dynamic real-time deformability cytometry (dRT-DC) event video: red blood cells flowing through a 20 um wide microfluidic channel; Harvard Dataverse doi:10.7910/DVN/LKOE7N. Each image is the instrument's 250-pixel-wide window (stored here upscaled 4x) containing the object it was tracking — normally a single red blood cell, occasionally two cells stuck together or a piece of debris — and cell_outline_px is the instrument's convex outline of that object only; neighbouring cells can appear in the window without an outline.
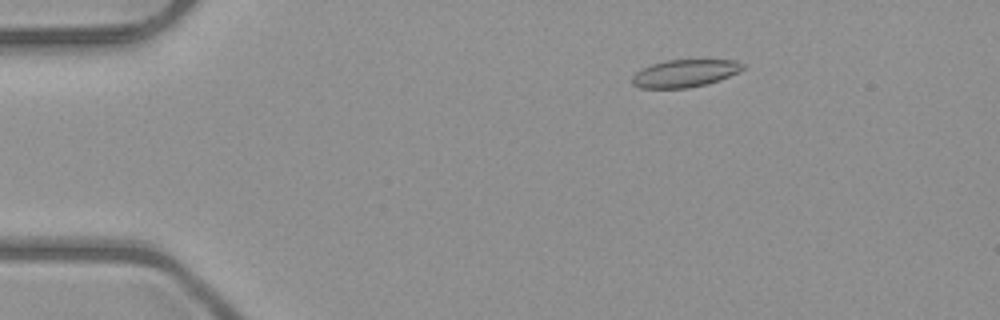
{"species": "common noctule bat (a hibernating species)", "species_latin": "Nyctalus noctula", "temperature_condition": "room temperature", "stored_images_in_passage": 52, "camera_frame_rate_fps": 3000, "um_per_image_px": 0.085, "animal": {"sex": "male", "body_mass_g": 23.1, "forearm_length_mm": 52.7}, "frame": {"image": 1, "passage_image": 9, "time_ms": 2.667, "image_size_px": [1000, 320], "cell_outline_px": [[744, 68], [740, 72], [720, 80], [688, 88], [640, 88], [632, 84], [632, 76], [636, 72], [652, 64], [668, 60], [736, 60], [744, 64]], "centroid_in_image_um": [58.23, 6.23], "position_along_channel_um": 26.8, "area_um2": 17.69}}
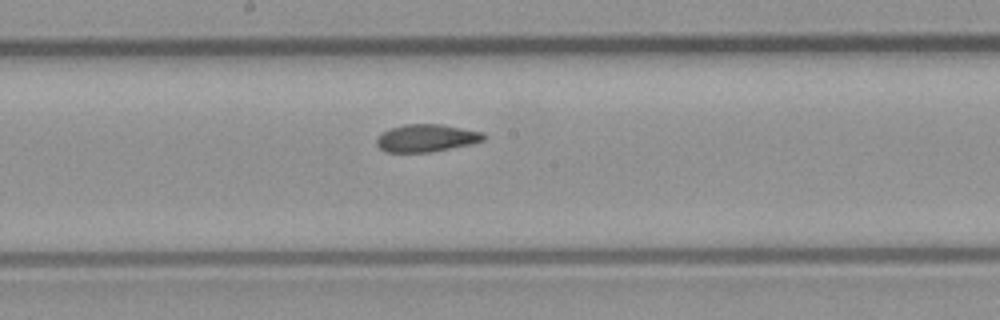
{"frame": {"image": 2, "passage_image": 28, "time_ms": 9.0, "image_size_px": [1000, 320], "cell_outline_px": [[488, 136], [484, 140], [472, 144], [432, 152], [384, 152], [376, 144], [376, 136], [392, 128], [404, 124], [440, 124], [484, 132]], "centroid_in_image_um": [36.27, 11.74], "position_along_channel_um": 211.9, "area_um2": 17.34}}
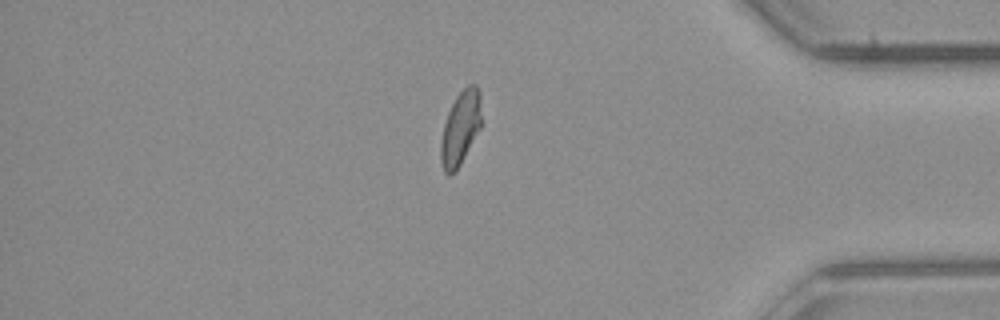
{"frame": {"image": 3, "passage_image": 44, "time_ms": 14.333, "image_size_px": [1000, 320], "cell_outline_px": [[480, 128], [456, 172], [448, 176], [444, 172], [440, 160], [440, 140], [444, 124], [448, 112], [456, 96], [468, 84], [476, 84], [480, 92]], "centroid_in_image_um": [39.11, 10.91], "position_along_channel_um": 396.1, "area_um2": 17.46}, "authors_computed_cell_mechanics": {"area_um2": 17.8024, "velocity_mm_per_s": 4.0246, "shape_relaxation_time_tau1_ms": null, "shape_relaxation_time_tau2_ms": 2.048, "deformation_change_tau1": null, "deformation_change_tau2": 0.0776}}